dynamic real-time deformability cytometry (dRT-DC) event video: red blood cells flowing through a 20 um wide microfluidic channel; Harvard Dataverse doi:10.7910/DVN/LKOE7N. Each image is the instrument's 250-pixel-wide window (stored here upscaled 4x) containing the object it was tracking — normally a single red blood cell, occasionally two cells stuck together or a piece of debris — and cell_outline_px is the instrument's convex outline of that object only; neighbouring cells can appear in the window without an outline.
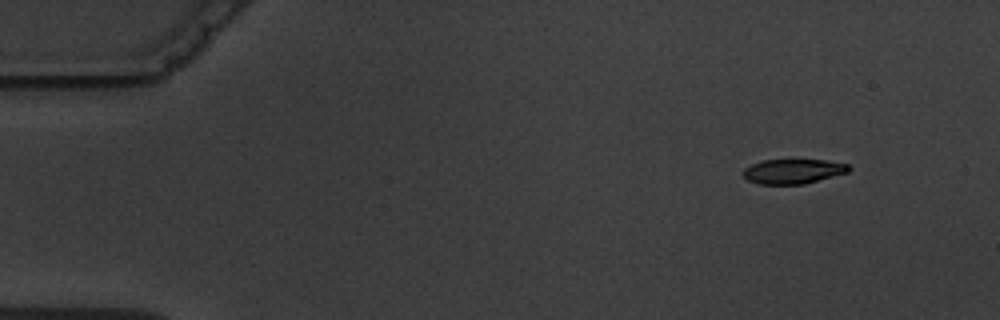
{"species": "common noctule bat (a hibernating species)", "species_latin": "Nyctalus noctula", "temperature_condition": "warm", "stored_images_in_passage": 5, "segment_of_instrument_passage": [1, 2], "camera_frame_rate_fps": 3000, "um_per_image_px": 0.085, "animal": {"sex": "male", "body_mass_g": 19.5, "forearm_length_mm": 54.6}, "frame": {"image": 1, "passage_image": 1, "time_ms": 0.0, "image_size_px": [1000, 320], "cell_outline_px": [[852, 168], [848, 172], [804, 184], [760, 184], [748, 180], [740, 172], [744, 168], [752, 164], [764, 160], [824, 160], [848, 164]], "centroid_in_image_um": [67.4, 14.56], "position_along_channel_um": 17.6, "area_um2": 15.14}}
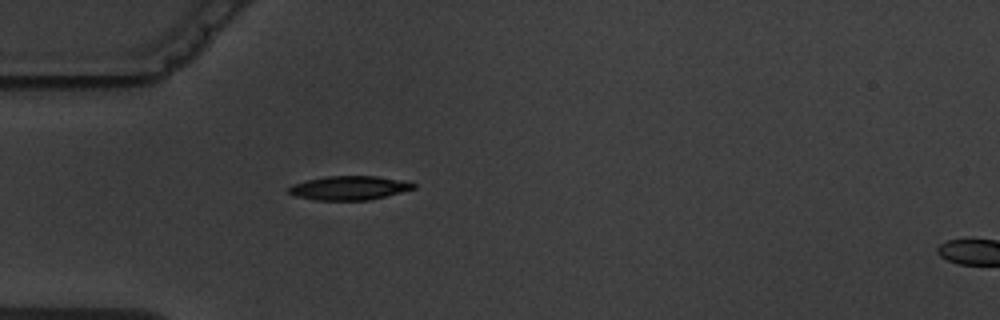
{"frame": {"image": 2, "passage_image": 4, "time_ms": 3.667, "image_size_px": [1000, 320], "cell_outline_px": [[416, 188], [368, 200], [316, 200], [296, 196], [288, 192], [288, 188], [292, 184], [324, 176], [376, 176], [408, 180], [416, 184]], "centroid_in_image_um": [29.71, 15.96], "position_along_channel_um": 55.3, "area_um2": 17.46}}